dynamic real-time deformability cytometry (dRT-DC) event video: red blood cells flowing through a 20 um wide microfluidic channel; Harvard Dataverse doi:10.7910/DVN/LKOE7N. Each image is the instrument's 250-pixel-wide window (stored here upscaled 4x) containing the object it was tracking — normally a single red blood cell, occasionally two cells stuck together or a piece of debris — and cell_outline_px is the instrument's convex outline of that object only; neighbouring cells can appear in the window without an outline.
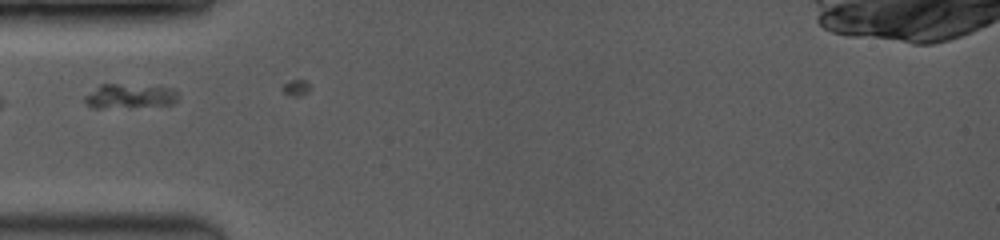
{"species": "common noctule bat (a hibernating species)", "species_latin": "Nyctalus noctula", "temperature_condition": "room temperature", "stored_images_in_passage": 3, "camera_frame_rate_fps": 3500, "um_per_image_px": 0.085, "animal": {"sex": "female", "body_mass_g": 19.0, "forearm_length_mm": 53.3}, "frame": {"image": 1, "passage_image": 1, "time_ms": 0.0, "image_size_px": [1000, 240], "cell_outline_px": [[176, 100], [172, 104], [100, 108], [92, 108], [84, 104], [84, 96], [100, 84], [116, 84], [176, 88]], "centroid_in_image_um": [10.95, 8.17], "position_along_channel_um": 74.1, "area_um2": 13.06}}